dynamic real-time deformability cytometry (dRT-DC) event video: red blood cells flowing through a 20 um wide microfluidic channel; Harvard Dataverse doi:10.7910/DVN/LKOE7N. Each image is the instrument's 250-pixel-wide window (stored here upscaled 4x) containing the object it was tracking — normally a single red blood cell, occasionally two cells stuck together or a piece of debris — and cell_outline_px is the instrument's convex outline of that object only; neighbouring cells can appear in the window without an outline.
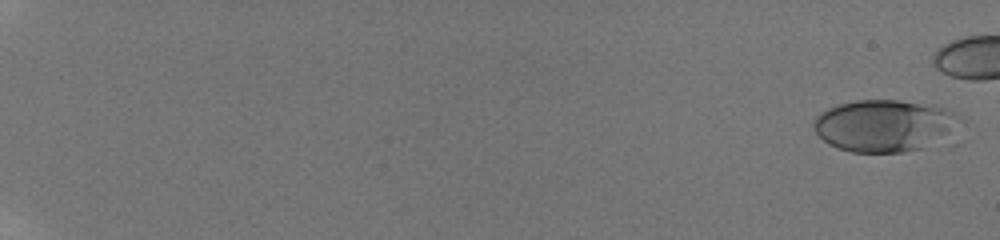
{"species": "human", "species_latin": "Homo sapiens", "temperature_condition": "room temperature", "stored_images_in_passage": 41, "camera_frame_rate_fps": 3000, "um_per_image_px": 0.085, "donor": {"sex": "male"}, "frame": {"image": 1, "passage_image": 1, "time_ms": 0.0, "image_size_px": [1000, 240], "cell_outline_px": [[968, 120], [948, 136], [920, 148], [904, 152], [852, 152], [828, 144], [812, 128], [812, 124], [816, 116], [820, 112], [828, 108], [840, 104], [856, 100], [896, 100], [944, 108]], "centroid_in_image_um": [75.2, 10.67], "position_along_channel_um": 9.8, "area_um2": 44.22}}
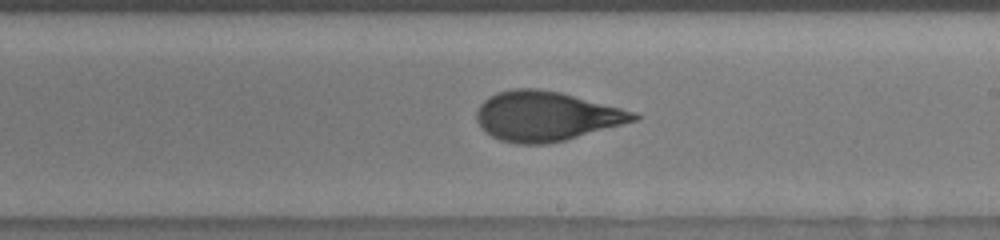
{"frame": {"image": 2, "passage_image": 26, "time_ms": 8.333, "image_size_px": [1000, 240], "cell_outline_px": [[640, 116], [636, 120], [564, 140], [544, 144], [516, 144], [500, 140], [484, 132], [476, 120], [476, 112], [480, 104], [488, 96], [496, 92], [512, 88], [536, 88], [560, 92], [636, 112]], "centroid_in_image_um": [46.35, 9.86], "position_along_channel_um": 242.6, "area_um2": 45.2}}
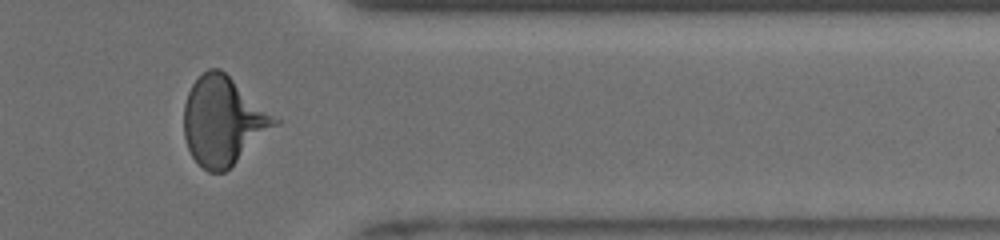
{"frame": {"image": 3, "passage_image": 37, "time_ms": 12.0, "image_size_px": [1000, 240], "cell_outline_px": [[280, 124], [224, 172], [208, 172], [192, 156], [188, 148], [184, 136], [184, 104], [188, 92], [192, 84], [208, 68], [220, 68], [280, 120]], "centroid_in_image_um": [18.97, 10.28], "position_along_channel_um": 392.4, "area_um2": 46.41}}